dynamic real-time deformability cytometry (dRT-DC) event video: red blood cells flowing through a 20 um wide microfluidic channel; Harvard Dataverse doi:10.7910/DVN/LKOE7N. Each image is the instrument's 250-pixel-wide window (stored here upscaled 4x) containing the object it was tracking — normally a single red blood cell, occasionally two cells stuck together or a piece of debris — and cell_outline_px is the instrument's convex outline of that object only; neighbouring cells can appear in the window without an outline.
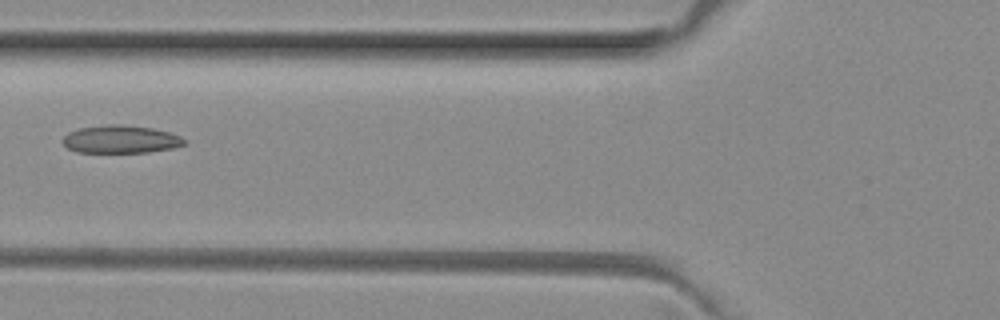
{"species": "common noctule bat (a hibernating species)", "species_latin": "Nyctalus noctula", "temperature_condition": "room temperature", "stored_images_in_passage": 6, "camera_frame_rate_fps": 3000, "um_per_image_px": 0.085, "animal": {"sex": "female", "body_mass_g": 29.2, "forearm_length_mm": 56.3}, "frame": {"image": 1, "passage_image": 6, "time_ms": 1.667, "image_size_px": [1000, 320], "cell_outline_px": [[188, 144], [172, 148], [148, 152], [76, 152], [68, 148], [60, 140], [68, 132], [80, 128], [108, 124], [124, 124], [152, 128], [168, 132], [180, 136], [188, 140]], "centroid_in_image_um": [10.27, 11.83], "position_along_channel_um": 115.5, "area_um2": 19.88}}